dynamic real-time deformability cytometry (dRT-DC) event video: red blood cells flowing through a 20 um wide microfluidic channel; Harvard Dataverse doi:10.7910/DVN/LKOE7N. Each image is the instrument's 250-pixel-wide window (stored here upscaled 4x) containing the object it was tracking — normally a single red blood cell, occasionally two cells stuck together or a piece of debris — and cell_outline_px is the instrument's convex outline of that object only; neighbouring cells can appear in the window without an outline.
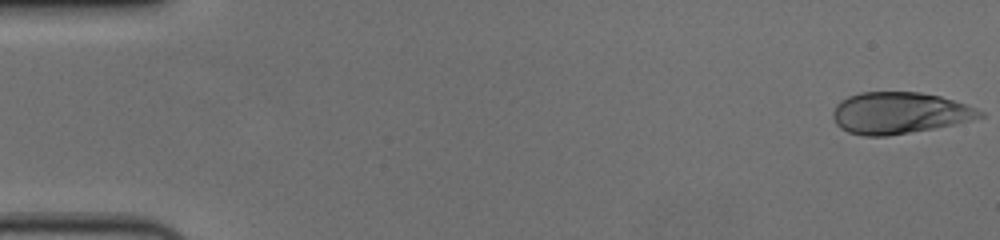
{"species": "human", "species_latin": "Homo sapiens", "temperature_condition": "cold", "stored_images_in_passage": 57, "camera_frame_rate_fps": 3000, "um_per_image_px": 0.085, "donor": {"sex": "female"}, "frame": {"image": 1, "passage_image": 1, "time_ms": 0.0, "image_size_px": [1000, 240], "cell_outline_px": [[984, 116], [936, 128], [888, 136], [864, 136], [848, 132], [840, 128], [836, 124], [832, 116], [832, 112], [836, 104], [840, 100], [848, 96], [860, 92], [920, 92], [940, 96], [976, 108], [984, 112]], "centroid_in_image_um": [76.39, 9.6], "position_along_channel_um": 8.6, "area_um2": 35.55}}
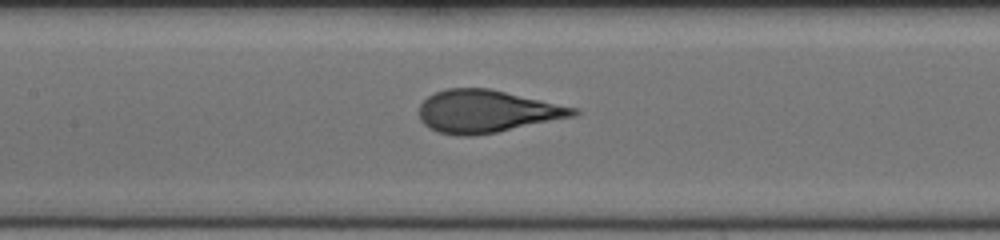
{"frame": {"image": 2, "passage_image": 27, "time_ms": 8.667, "image_size_px": [1000, 240], "cell_outline_px": [[580, 112], [576, 116], [496, 132], [472, 136], [456, 136], [436, 132], [428, 128], [420, 120], [420, 104], [428, 96], [436, 92], [448, 88], [488, 88], [580, 108]], "centroid_in_image_um": [41.38, 9.47], "position_along_channel_um": 166.0, "area_um2": 38.38}}
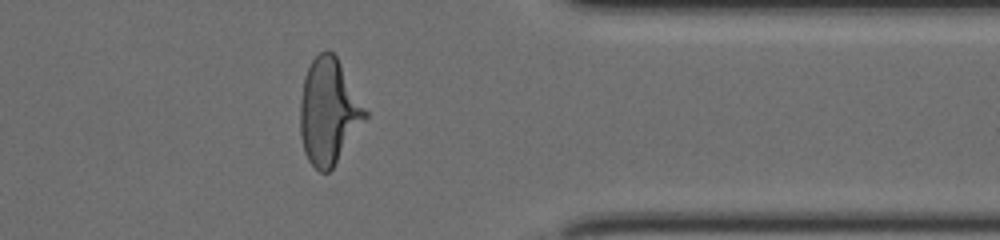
{"frame": {"image": 3, "passage_image": 46, "time_ms": 15.0, "image_size_px": [1000, 240], "cell_outline_px": [[368, 116], [332, 168], [328, 172], [320, 172], [308, 160], [304, 152], [300, 136], [300, 100], [304, 76], [312, 60], [320, 52], [328, 48], [336, 56], [368, 112]], "centroid_in_image_um": [27.92, 9.47], "position_along_channel_um": 383.5, "area_um2": 39.82}, "authors_computed_cell_mechanics": {"area_um2": 38.4948, "velocity_mm_per_s": 3.6335, "shape_relaxation_time_tau1_ms": 3.9068, "shape_relaxation_time_tau2_ms": null, "deformation_change_tau1": 0.2047, "deformation_change_tau2": null}}